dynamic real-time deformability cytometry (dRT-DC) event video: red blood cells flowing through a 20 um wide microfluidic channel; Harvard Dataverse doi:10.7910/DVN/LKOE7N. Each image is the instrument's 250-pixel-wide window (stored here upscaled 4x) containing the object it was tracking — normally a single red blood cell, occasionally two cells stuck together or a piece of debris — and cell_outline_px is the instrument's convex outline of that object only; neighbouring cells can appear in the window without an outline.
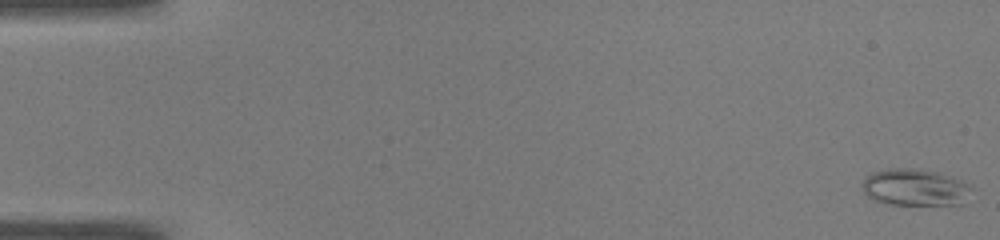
{"species": "common noctule bat (a hibernating species)", "species_latin": "Nyctalus noctula", "temperature_condition": "warm", "stored_images_in_passage": 14, "camera_frame_rate_fps": 3000, "um_per_image_px": 0.085, "animal": {"sex": "male", "body_mass_g": 19.0, "forearm_length_mm": 50.8}, "frame": {"image": 1, "passage_image": 1, "time_ms": 0.0, "image_size_px": [1000, 240], "cell_outline_px": [[972, 188], [964, 204], [888, 204], [872, 200], [864, 192], [860, 184], [864, 176], [872, 172], [888, 168], [920, 168], [952, 176], [960, 180]], "centroid_in_image_um": [77.72, 15.91], "position_along_channel_um": 7.3, "area_um2": 23.7}}